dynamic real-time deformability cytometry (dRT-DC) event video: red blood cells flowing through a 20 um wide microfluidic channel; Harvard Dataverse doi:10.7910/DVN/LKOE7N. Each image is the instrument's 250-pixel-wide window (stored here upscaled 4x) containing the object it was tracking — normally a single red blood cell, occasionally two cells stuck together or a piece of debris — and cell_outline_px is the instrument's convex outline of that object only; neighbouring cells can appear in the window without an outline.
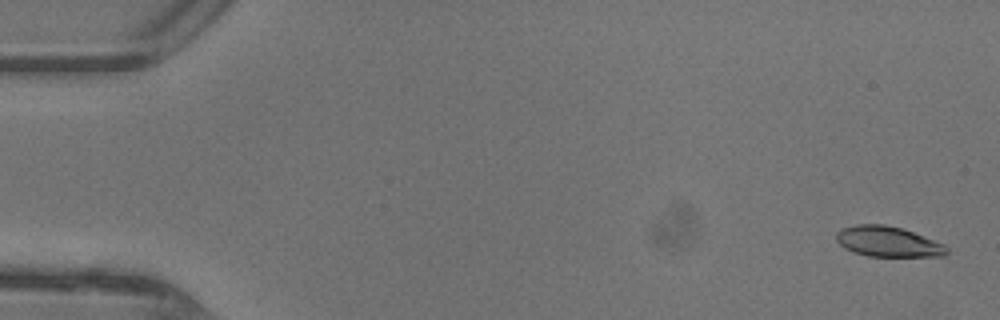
{"species": "common noctule bat (a hibernating species)", "species_latin": "Nyctalus noctula", "temperature_condition": "warm", "stored_images_in_passage": 44, "camera_frame_rate_fps": 3000, "um_per_image_px": 0.085, "animal": {"sex": "female"}, "frame": {"image": 1, "passage_image": 2, "time_ms": 0.333, "image_size_px": [1000, 320], "cell_outline_px": [[948, 252], [944, 256], [868, 256], [852, 252], [844, 248], [836, 240], [836, 232], [840, 228], [856, 224], [884, 224], [900, 228], [912, 232], [944, 244], [948, 248]], "centroid_in_image_um": [75.43, 20.54], "position_along_channel_um": 9.6, "area_um2": 19.54}}
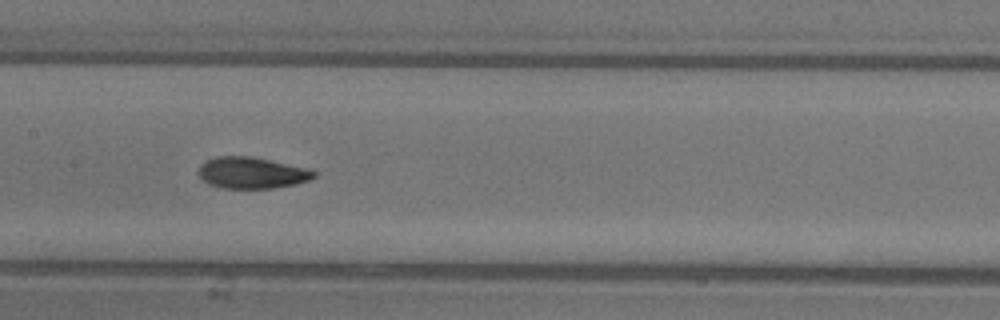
{"frame": {"image": 2, "passage_image": 24, "time_ms": 7.667, "image_size_px": [1000, 320], "cell_outline_px": [[316, 176], [308, 180], [296, 184], [272, 188], [220, 188], [208, 184], [196, 172], [200, 164], [216, 156], [248, 156], [312, 168], [316, 172]], "centroid_in_image_um": [21.41, 14.69], "position_along_channel_um": 186.0, "area_um2": 21.27}}
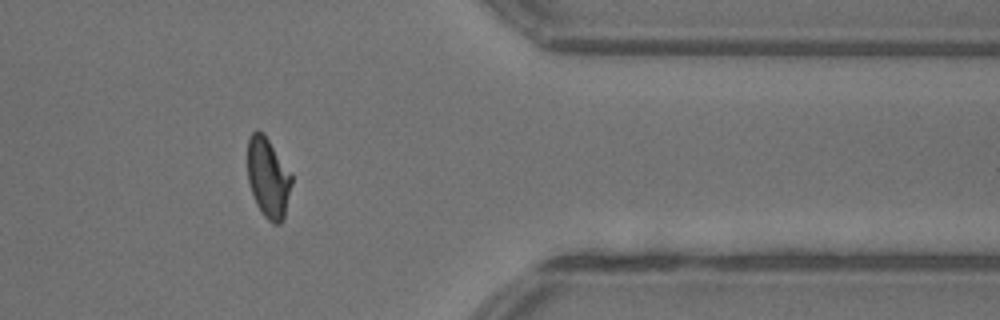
{"frame": {"image": 3, "passage_image": 39, "time_ms": 12.667, "image_size_px": [1000, 320], "cell_outline_px": [[292, 184], [284, 216], [280, 224], [272, 224], [264, 216], [256, 204], [248, 180], [248, 140], [252, 132], [256, 128], [264, 132], [292, 172]], "centroid_in_image_um": [22.81, 15.06], "position_along_channel_um": 388.6, "area_um2": 20.87}, "authors_computed_cell_mechanics": {"area_um2": 20.8369, "velocity_mm_per_s": 4.4328, "shape_relaxation_time_tau1_ms": 4.2746, "shape_relaxation_time_tau2_ms": 1.4515, "deformation_change_tau1": 0.1753, "deformation_change_tau2": 0.0709}}